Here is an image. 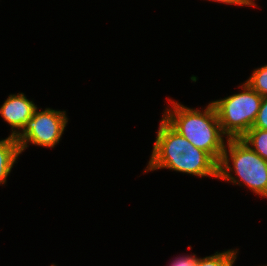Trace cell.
<instances>
[{"mask_svg":"<svg viewBox=\"0 0 267 266\" xmlns=\"http://www.w3.org/2000/svg\"><path fill=\"white\" fill-rule=\"evenodd\" d=\"M218 167L219 164L207 152L191 144L163 118L160 120L145 173L165 168L196 177L218 179Z\"/></svg>","mask_w":267,"mask_h":266,"instance_id":"6da1fadb","label":"cell"},{"mask_svg":"<svg viewBox=\"0 0 267 266\" xmlns=\"http://www.w3.org/2000/svg\"><path fill=\"white\" fill-rule=\"evenodd\" d=\"M218 179L239 186L243 184L255 194L267 198V160L241 139H227L218 167Z\"/></svg>","mask_w":267,"mask_h":266,"instance_id":"3957f363","label":"cell"},{"mask_svg":"<svg viewBox=\"0 0 267 266\" xmlns=\"http://www.w3.org/2000/svg\"><path fill=\"white\" fill-rule=\"evenodd\" d=\"M36 108L37 105L27 99L24 93L8 96L0 106V116L11 126V137H16L22 131L27 121L32 118Z\"/></svg>","mask_w":267,"mask_h":266,"instance_id":"8992f818","label":"cell"},{"mask_svg":"<svg viewBox=\"0 0 267 266\" xmlns=\"http://www.w3.org/2000/svg\"><path fill=\"white\" fill-rule=\"evenodd\" d=\"M21 154L19 143L10 135L0 140V185H5L8 175Z\"/></svg>","mask_w":267,"mask_h":266,"instance_id":"52a82bcc","label":"cell"},{"mask_svg":"<svg viewBox=\"0 0 267 266\" xmlns=\"http://www.w3.org/2000/svg\"><path fill=\"white\" fill-rule=\"evenodd\" d=\"M238 253V249H229L203 258L197 257L196 266H234Z\"/></svg>","mask_w":267,"mask_h":266,"instance_id":"9c48e42d","label":"cell"},{"mask_svg":"<svg viewBox=\"0 0 267 266\" xmlns=\"http://www.w3.org/2000/svg\"><path fill=\"white\" fill-rule=\"evenodd\" d=\"M252 128L267 130V97H262L261 106Z\"/></svg>","mask_w":267,"mask_h":266,"instance_id":"8fae6325","label":"cell"},{"mask_svg":"<svg viewBox=\"0 0 267 266\" xmlns=\"http://www.w3.org/2000/svg\"><path fill=\"white\" fill-rule=\"evenodd\" d=\"M240 139L264 160H267V130L251 128Z\"/></svg>","mask_w":267,"mask_h":266,"instance_id":"ba28073f","label":"cell"},{"mask_svg":"<svg viewBox=\"0 0 267 266\" xmlns=\"http://www.w3.org/2000/svg\"><path fill=\"white\" fill-rule=\"evenodd\" d=\"M172 107L164 110L162 118L195 147L207 152L218 164L225 145L216 110L210 102L204 110L184 106L167 99ZM226 141V142H225Z\"/></svg>","mask_w":267,"mask_h":266,"instance_id":"7a4b0ae2","label":"cell"},{"mask_svg":"<svg viewBox=\"0 0 267 266\" xmlns=\"http://www.w3.org/2000/svg\"><path fill=\"white\" fill-rule=\"evenodd\" d=\"M245 82L259 95L267 97V65L253 70L251 76Z\"/></svg>","mask_w":267,"mask_h":266,"instance_id":"30bf717a","label":"cell"},{"mask_svg":"<svg viewBox=\"0 0 267 266\" xmlns=\"http://www.w3.org/2000/svg\"><path fill=\"white\" fill-rule=\"evenodd\" d=\"M240 93L212 101L225 139H240L250 130L259 112L262 96L246 82Z\"/></svg>","mask_w":267,"mask_h":266,"instance_id":"277c9868","label":"cell"},{"mask_svg":"<svg viewBox=\"0 0 267 266\" xmlns=\"http://www.w3.org/2000/svg\"><path fill=\"white\" fill-rule=\"evenodd\" d=\"M196 260V254L177 256L175 260L171 261L169 266H196Z\"/></svg>","mask_w":267,"mask_h":266,"instance_id":"7c38bea8","label":"cell"},{"mask_svg":"<svg viewBox=\"0 0 267 266\" xmlns=\"http://www.w3.org/2000/svg\"><path fill=\"white\" fill-rule=\"evenodd\" d=\"M68 118L66 111L45 108V110H34L32 118L25 124L24 128L15 137L19 143L20 152L27 149L28 144L54 148L64 134Z\"/></svg>","mask_w":267,"mask_h":266,"instance_id":"5b68a950","label":"cell"},{"mask_svg":"<svg viewBox=\"0 0 267 266\" xmlns=\"http://www.w3.org/2000/svg\"><path fill=\"white\" fill-rule=\"evenodd\" d=\"M223 4L236 5V6H257L253 0H208Z\"/></svg>","mask_w":267,"mask_h":266,"instance_id":"4fadbf2b","label":"cell"}]
</instances>
